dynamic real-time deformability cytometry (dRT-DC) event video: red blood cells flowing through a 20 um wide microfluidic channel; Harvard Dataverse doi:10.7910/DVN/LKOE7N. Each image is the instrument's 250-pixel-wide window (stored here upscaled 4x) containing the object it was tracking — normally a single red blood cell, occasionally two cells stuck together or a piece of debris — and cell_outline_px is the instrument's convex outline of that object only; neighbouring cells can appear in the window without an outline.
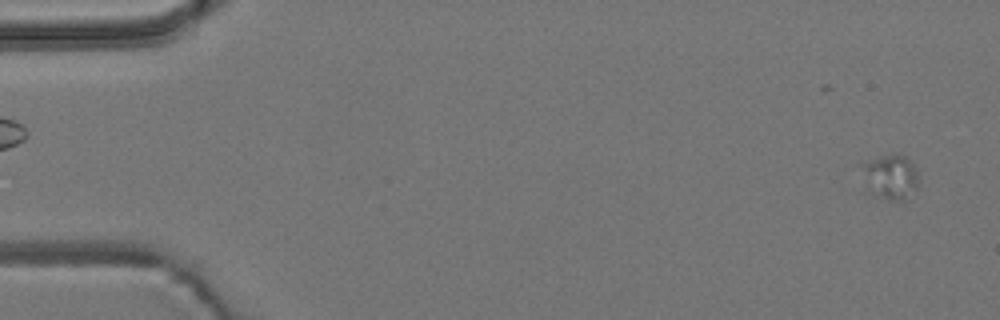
{"species": "common noctule bat (a hibernating species)", "species_latin": "Nyctalus noctula", "temperature_condition": "room temperature", "stored_images_in_passage": 22, "camera_frame_rate_fps": 3000, "um_per_image_px": 0.085, "animal": {"sex": "male", "body_mass_g": 19.2, "forearm_length_mm": 51.8}, "frame": {"image": 1, "passage_image": 2, "time_ms": 0.333, "image_size_px": [1000, 320], "cell_outline_px": [[916, 188], [908, 200], [888, 200], [872, 196], [860, 164], [880, 156], [896, 152], [908, 156], [916, 172]], "centroid_in_image_um": [75.7, 15.02], "position_along_channel_um": 9.3, "area_um2": 14.85}}
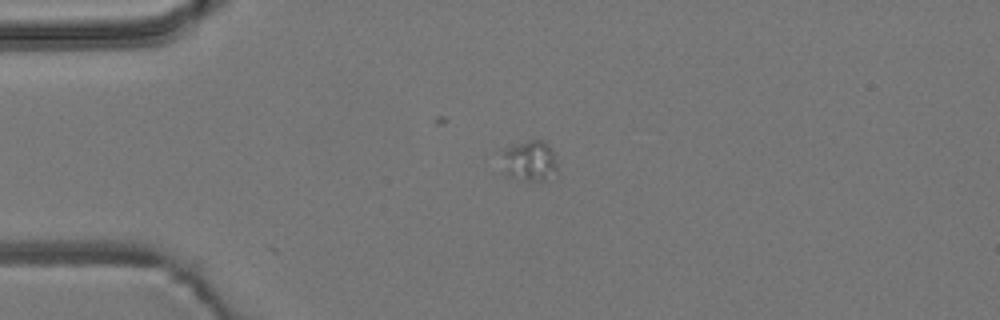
{"frame": {"image": 2, "passage_image": 13, "time_ms": 4.0, "image_size_px": [1000, 320], "cell_outline_px": [[556, 172], [544, 180], [528, 180], [504, 176], [496, 152], [512, 144], [528, 140], [544, 140], [552, 148], [556, 164]], "centroid_in_image_um": [44.87, 13.64], "position_along_channel_um": 40.1, "area_um2": 13.87}}